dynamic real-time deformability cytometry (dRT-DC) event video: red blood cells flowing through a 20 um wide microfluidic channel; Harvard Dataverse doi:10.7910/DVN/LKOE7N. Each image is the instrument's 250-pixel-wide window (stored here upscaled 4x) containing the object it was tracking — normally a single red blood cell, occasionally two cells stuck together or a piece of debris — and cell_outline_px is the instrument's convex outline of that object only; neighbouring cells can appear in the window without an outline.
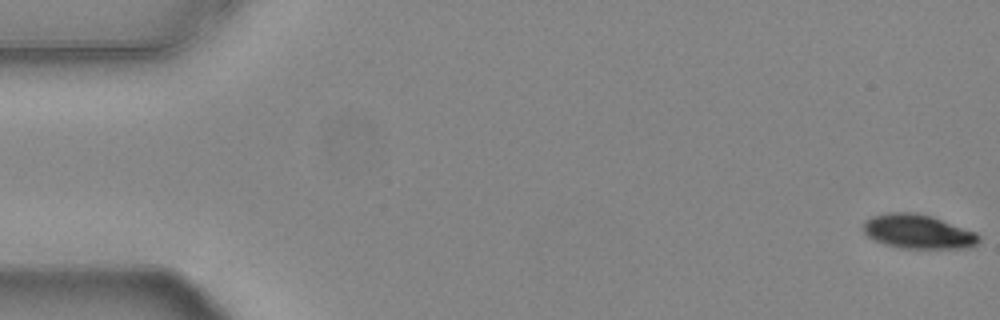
{"species": "common noctule bat (a hibernating species)", "species_latin": "Nyctalus noctula", "temperature_condition": "warm", "stored_images_in_passage": 16, "camera_frame_rate_fps": 3000, "um_per_image_px": 0.085, "animal": {"sex": "female", "body_mass_g": 24.6, "forearm_length_mm": 56.2}, "frame": {"image": 1, "passage_image": 1, "time_ms": 0.0, "image_size_px": [1000, 320], "cell_outline_px": [[980, 240], [976, 244], [968, 248], [900, 248], [884, 244], [868, 236], [864, 232], [864, 220], [872, 216], [892, 212], [916, 212], [932, 216], [976, 232], [980, 236]], "centroid_in_image_um": [78.05, 19.68], "position_along_channel_um": 7.0, "area_um2": 23.0}}
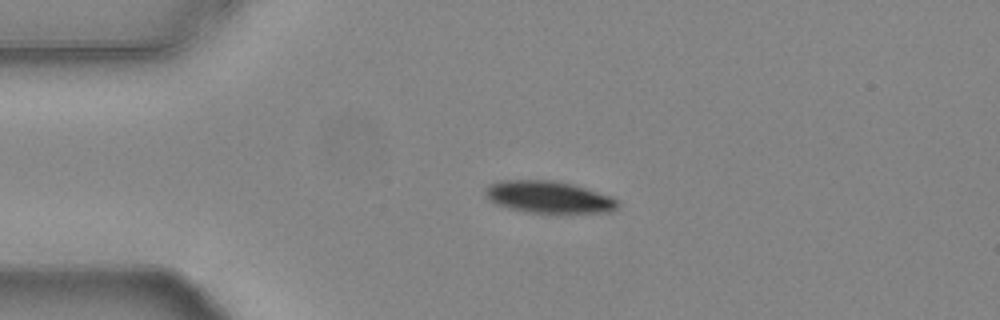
{"frame": {"image": 2, "passage_image": 13, "time_ms": 4.0, "image_size_px": [1000, 320], "cell_outline_px": [[620, 204], [616, 208], [608, 212], [524, 212], [508, 208], [496, 204], [488, 200], [484, 192], [484, 188], [488, 184], [500, 180], [556, 180], [572, 184], [612, 196]], "centroid_in_image_um": [46.57, 16.73], "position_along_channel_um": 38.4, "area_um2": 24.74}}